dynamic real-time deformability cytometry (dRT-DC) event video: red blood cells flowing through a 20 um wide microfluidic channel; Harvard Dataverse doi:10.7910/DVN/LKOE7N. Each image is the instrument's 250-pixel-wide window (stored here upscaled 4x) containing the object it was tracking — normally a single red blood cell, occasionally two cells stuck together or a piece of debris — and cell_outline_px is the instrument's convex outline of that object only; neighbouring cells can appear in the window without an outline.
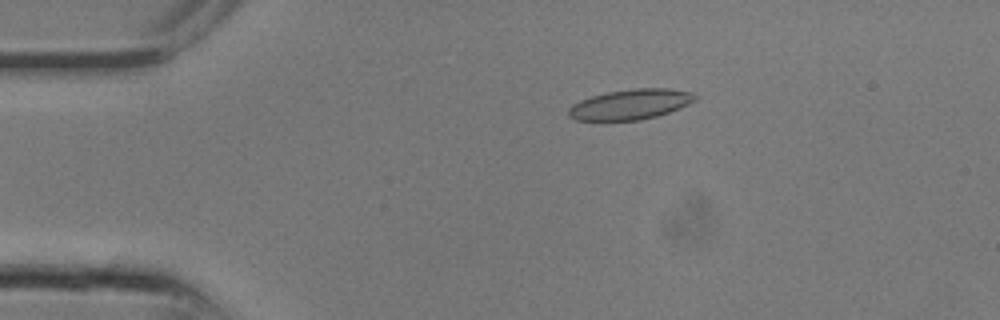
{"species": "common noctule bat (a hibernating species)", "species_latin": "Nyctalus noctula", "temperature_condition": "room temperature", "stored_images_in_passage": 10, "camera_frame_rate_fps": 3000, "um_per_image_px": 0.085, "animal": {"sex": "male", "body_mass_g": 13.3}, "frame": {"image": 1, "passage_image": 4, "time_ms": 1.0, "image_size_px": [1000, 320], "cell_outline_px": [[696, 100], [688, 104], [668, 112], [656, 116], [640, 120], [576, 120], [568, 116], [568, 108], [572, 104], [580, 100], [604, 92], [632, 88], [668, 88], [692, 92], [696, 96]], "centroid_in_image_um": [53.56, 8.86], "position_along_channel_um": 31.4, "area_um2": 22.31}}
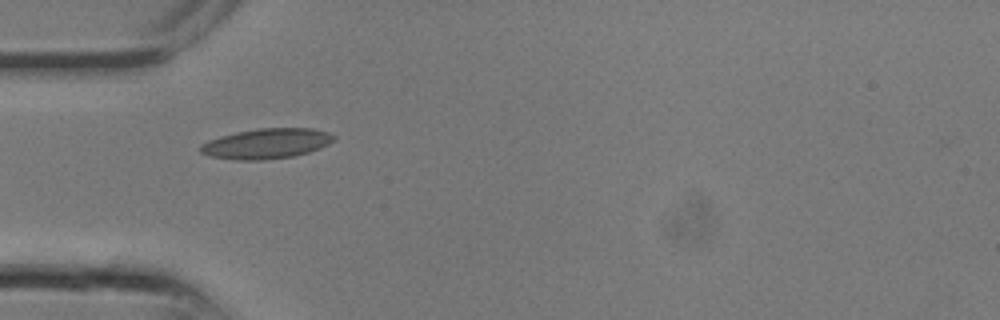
{"frame": {"image": 2, "passage_image": 7, "time_ms": 2.0, "image_size_px": [1000, 320], "cell_outline_px": [[336, 140], [320, 148], [308, 152], [292, 156], [260, 160], [240, 160], [212, 156], [200, 152], [200, 144], [208, 140], [220, 136], [236, 132], [260, 128], [312, 128], [328, 132], [336, 136]], "centroid_in_image_um": [22.67, 12.19], "position_along_channel_um": 62.3, "area_um2": 23.35}}
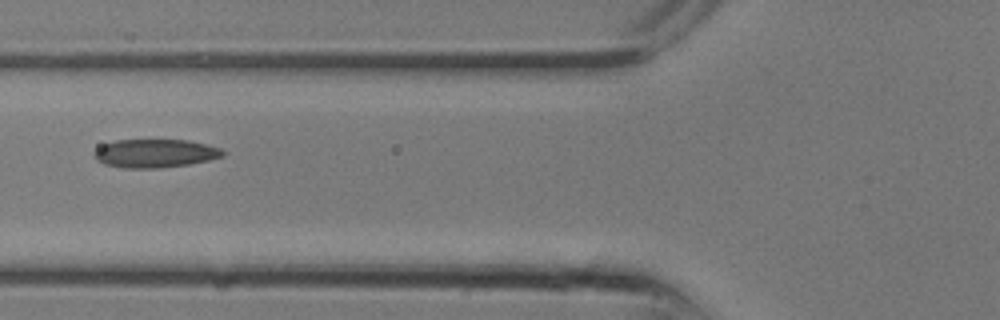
{"frame": {"image": 3, "passage_image": 9, "time_ms": 2.667, "image_size_px": [1000, 320], "cell_outline_px": [[224, 156], [208, 160], [188, 164], [160, 168], [124, 168], [104, 164], [96, 160], [92, 156], [92, 152], [96, 148], [104, 144], [116, 140], [188, 140], [220, 148], [224, 152]], "centroid_in_image_um": [13.12, 13.04], "position_along_channel_um": 112.7, "area_um2": 21.33}}